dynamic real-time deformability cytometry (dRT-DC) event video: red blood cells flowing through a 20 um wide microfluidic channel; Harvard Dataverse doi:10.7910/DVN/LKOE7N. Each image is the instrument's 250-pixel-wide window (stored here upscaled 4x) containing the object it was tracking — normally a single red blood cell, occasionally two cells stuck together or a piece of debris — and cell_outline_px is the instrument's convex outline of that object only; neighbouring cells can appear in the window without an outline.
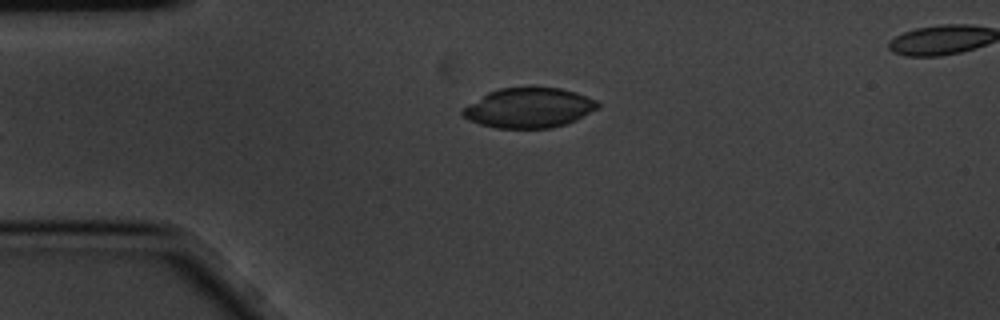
{"species": "common noctule bat (a hibernating species)", "species_latin": "Nyctalus noctula", "temperature_condition": "cold", "stored_images_in_passage": 5, "camera_frame_rate_fps": 3000, "um_per_image_px": 0.085, "animal": {"sex": "male", "body_mass_g": 20.1, "forearm_length_mm": 53.5}, "frame": {"image": 1, "passage_image": 5, "time_ms": 1.333, "image_size_px": [1000, 320], "cell_outline_px": [[600, 108], [568, 124], [552, 128], [496, 128], [480, 124], [468, 120], [460, 112], [464, 108], [488, 92], [500, 88], [560, 88], [576, 92], [596, 100], [600, 104]], "centroid_in_image_um": [45.0, 9.18], "position_along_channel_um": 40.0, "area_um2": 31.33}}